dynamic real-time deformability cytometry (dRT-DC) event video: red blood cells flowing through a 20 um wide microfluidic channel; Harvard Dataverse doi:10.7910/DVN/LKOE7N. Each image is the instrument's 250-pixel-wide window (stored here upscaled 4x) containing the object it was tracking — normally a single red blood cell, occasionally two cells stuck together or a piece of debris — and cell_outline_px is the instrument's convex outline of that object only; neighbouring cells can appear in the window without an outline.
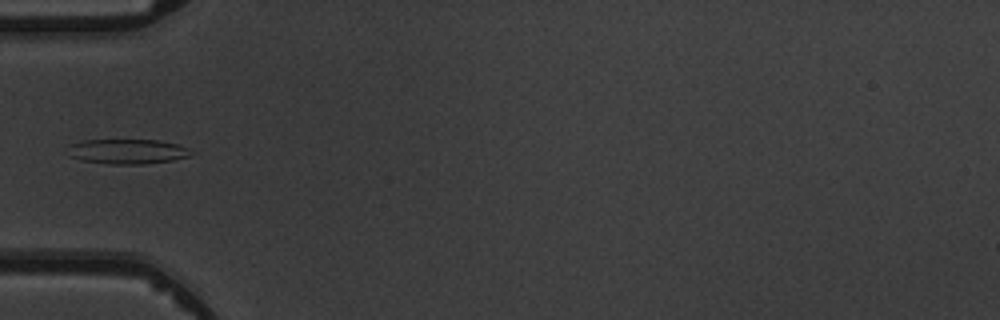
{"species": "common noctule bat (a hibernating species)", "species_latin": "Nyctalus noctula", "temperature_condition": "warm", "stored_images_in_passage": 7, "camera_frame_rate_fps": 3000, "um_per_image_px": 0.085, "animal": {"sex": "male", "body_mass_g": 19.5, "forearm_length_mm": 54.6}, "frame": {"image": 1, "passage_image": 5, "time_ms": 4.667, "image_size_px": [1000, 320], "cell_outline_px": [[196, 152], [188, 156], [172, 160], [148, 164], [112, 164], [80, 160], [68, 156], [72, 144], [84, 140], [156, 140], [176, 144], [188, 148]], "centroid_in_image_um": [10.86, 12.88], "position_along_channel_um": 74.1, "area_um2": 17.74}}
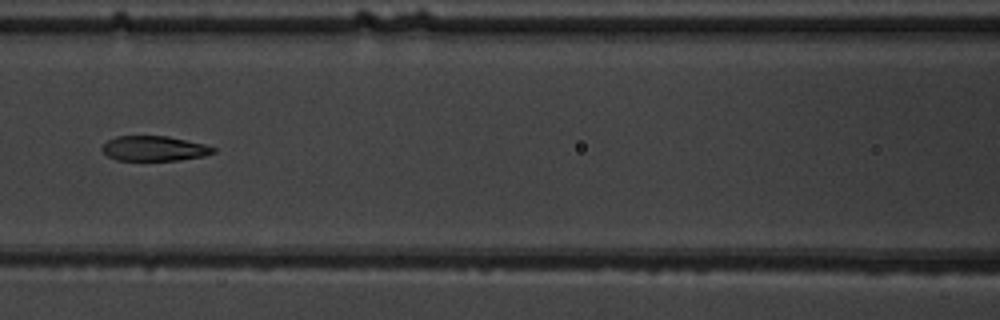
{"frame": {"image": 2, "passage_image": 7, "time_ms": 6.667, "image_size_px": [1000, 320], "cell_outline_px": [[216, 152], [204, 156], [176, 160], [116, 160], [108, 156], [100, 148], [108, 140], [116, 136], [168, 136], [204, 144], [216, 148]], "centroid_in_image_um": [13.11, 12.62], "position_along_channel_um": 153.5, "area_um2": 16.13}}